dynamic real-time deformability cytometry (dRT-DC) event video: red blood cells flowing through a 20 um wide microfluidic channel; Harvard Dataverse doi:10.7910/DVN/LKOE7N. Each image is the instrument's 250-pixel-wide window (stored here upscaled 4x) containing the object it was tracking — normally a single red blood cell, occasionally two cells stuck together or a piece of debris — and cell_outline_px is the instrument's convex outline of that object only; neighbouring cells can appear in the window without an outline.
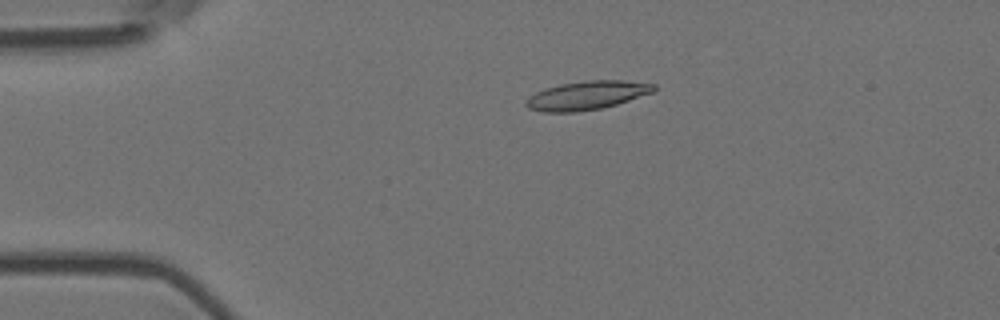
{"species": "Egyptian fruit bat (a non-hibernating species)", "species_latin": "Rousettus aegyptiacus", "temperature_condition": "room temperature", "stored_images_in_passage": 5, "camera_frame_rate_fps": 3000, "um_per_image_px": 0.085, "animal": {"sex": "female"}, "frame": {"image": 1, "passage_image": 4, "time_ms": 1.0, "image_size_px": [1000, 320], "cell_outline_px": [[656, 88], [652, 92], [616, 104], [600, 108], [576, 112], [544, 112], [528, 108], [524, 104], [524, 100], [528, 96], [544, 88], [560, 84], [584, 80], [620, 80], [656, 84]], "centroid_in_image_um": [49.82, 8.1], "position_along_channel_um": 35.2, "area_um2": 21.33}}